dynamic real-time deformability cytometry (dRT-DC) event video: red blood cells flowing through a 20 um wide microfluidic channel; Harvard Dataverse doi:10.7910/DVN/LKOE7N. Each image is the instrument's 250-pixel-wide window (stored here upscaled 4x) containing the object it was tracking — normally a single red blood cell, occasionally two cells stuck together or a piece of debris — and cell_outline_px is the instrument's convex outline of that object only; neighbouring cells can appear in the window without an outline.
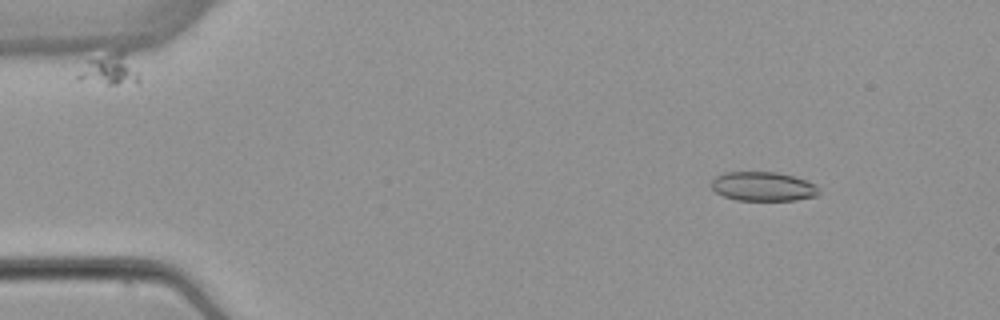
{"species": "common noctule bat (a hibernating species)", "species_latin": "Nyctalus noctula", "temperature_condition": "warm", "stored_images_in_passage": 5, "camera_frame_rate_fps": 3000, "um_per_image_px": 0.085, "animal": {"sex": "female", "body_mass_g": 22.7, "forearm_length_mm": 54.2}, "frame": {"image": 1, "passage_image": 2, "time_ms": 1.667, "image_size_px": [1000, 320], "cell_outline_px": [[820, 192], [816, 196], [796, 200], [736, 200], [724, 196], [716, 192], [712, 188], [712, 180], [716, 176], [724, 172], [776, 172], [792, 176], [816, 184]], "centroid_in_image_um": [64.86, 15.85], "position_along_channel_um": 20.1, "area_um2": 18.21}}
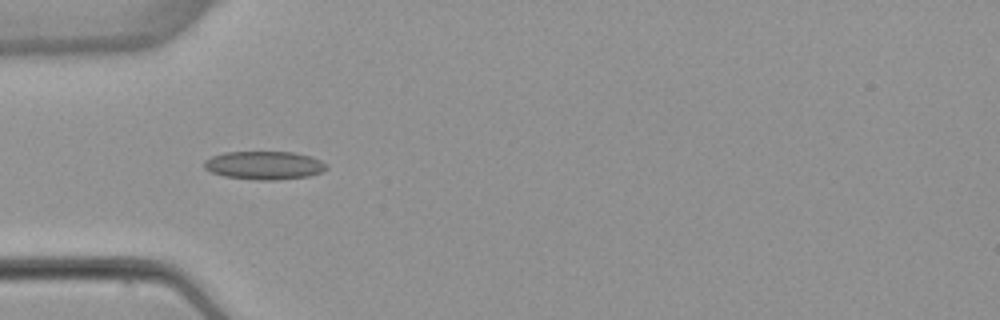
{"frame": {"image": 2, "passage_image": 4, "time_ms": 5.0, "image_size_px": [1000, 320], "cell_outline_px": [[328, 168], [320, 172], [308, 176], [276, 180], [256, 180], [224, 176], [212, 172], [204, 168], [204, 160], [212, 156], [224, 152], [296, 152], [312, 156], [328, 164]], "centroid_in_image_um": [22.48, 14.04], "position_along_channel_um": 62.5, "area_um2": 20.29}}
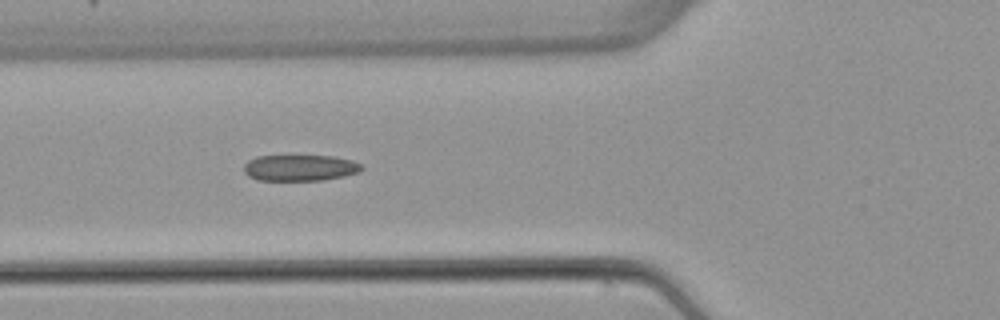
{"frame": {"image": 3, "passage_image": 5, "time_ms": 6.0, "image_size_px": [1000, 320], "cell_outline_px": [[364, 168], [360, 172], [344, 176], [324, 180], [256, 180], [248, 176], [244, 172], [244, 164], [248, 160], [256, 156], [332, 156], [352, 160], [364, 164]], "centroid_in_image_um": [25.52, 14.26], "position_along_channel_um": 100.3, "area_um2": 18.15}}